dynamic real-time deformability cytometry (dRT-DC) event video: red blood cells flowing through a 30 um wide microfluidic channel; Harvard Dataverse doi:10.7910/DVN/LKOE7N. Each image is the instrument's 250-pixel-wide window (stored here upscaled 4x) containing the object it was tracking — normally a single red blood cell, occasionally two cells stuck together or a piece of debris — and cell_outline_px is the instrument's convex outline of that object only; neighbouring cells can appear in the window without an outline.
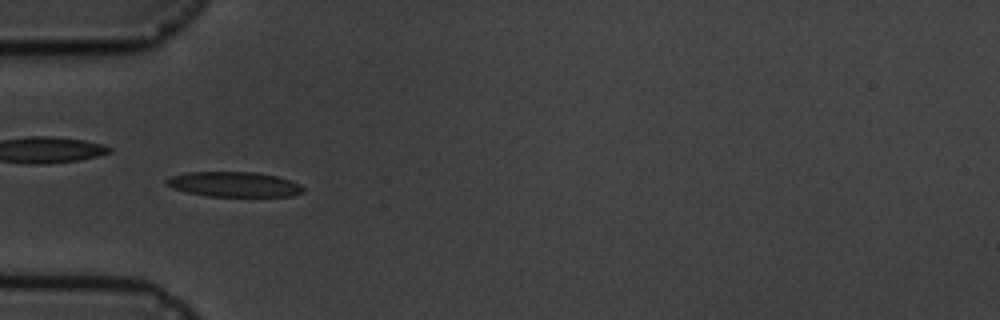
{"species": "common noctule bat (a hibernating species)", "species_latin": "Nyctalus noctula", "temperature_condition": "cold", "stored_images_in_passage": 6, "camera_frame_rate_fps": 3000, "um_per_image_px": 0.085, "animal": {"sex": "male", "body_mass_g": 19.5, "forearm_length_mm": 54.6}, "frame": {"image": 1, "passage_image": 5, "time_ms": 5.333, "image_size_px": [1000, 320], "cell_outline_px": [[304, 192], [292, 196], [208, 196], [188, 192], [172, 188], [164, 184], [164, 180], [172, 176], [188, 172], [252, 172], [276, 176], [300, 184], [304, 188]], "centroid_in_image_um": [19.87, 15.67], "position_along_channel_um": 65.1, "area_um2": 19.83}}